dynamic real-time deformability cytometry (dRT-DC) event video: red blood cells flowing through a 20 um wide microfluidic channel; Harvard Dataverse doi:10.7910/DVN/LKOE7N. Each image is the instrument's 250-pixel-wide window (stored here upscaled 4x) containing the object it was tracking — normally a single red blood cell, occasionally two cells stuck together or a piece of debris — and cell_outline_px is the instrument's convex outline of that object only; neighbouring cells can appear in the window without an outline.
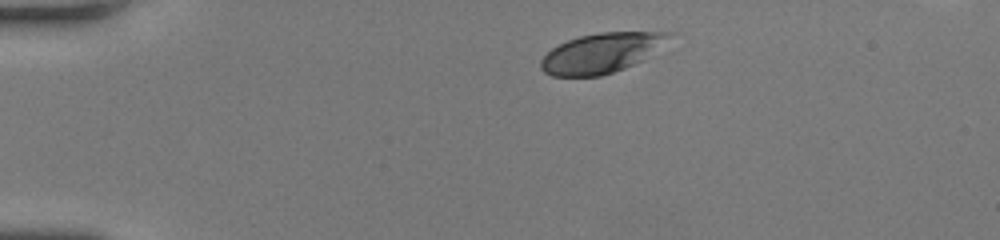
{"species": "human", "species_latin": "Homo sapiens", "temperature_condition": "room temperature", "stored_images_in_passage": 33, "camera_frame_rate_fps": 3000, "um_per_image_px": 0.085, "donor": {"sex": "female"}, "frame": {"image": 1, "passage_image": 1, "time_ms": 0.0, "image_size_px": [1000, 240], "cell_outline_px": [[676, 32], [644, 60], [624, 68], [600, 76], [552, 76], [544, 72], [540, 68], [540, 60], [552, 48], [568, 40], [580, 36], [600, 32]], "centroid_in_image_um": [51.1, 4.51], "position_along_channel_um": 33.9, "area_um2": 29.48}}
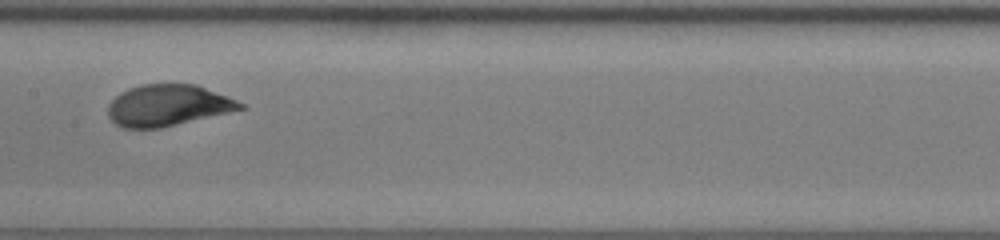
{"frame": {"image": 2, "passage_image": 17, "time_ms": 5.333, "image_size_px": [1000, 240], "cell_outline_px": [[248, 108], [160, 128], [124, 128], [116, 124], [108, 116], [108, 104], [120, 92], [128, 88], [140, 84], [196, 84], [228, 96], [244, 104]], "centroid_in_image_um": [14.27, 8.95], "position_along_channel_um": 193.1, "area_um2": 31.96}}
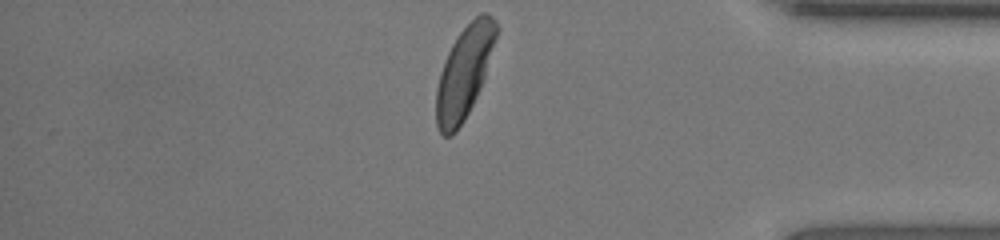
{"frame": {"image": 3, "passage_image": 33, "time_ms": 10.667, "image_size_px": [1000, 240], "cell_outline_px": [[500, 28], [480, 88], [464, 120], [456, 132], [452, 136], [444, 136], [440, 132], [436, 124], [436, 88], [440, 72], [444, 60], [456, 36], [480, 12], [484, 12], [492, 16], [496, 20]], "centroid_in_image_um": [39.46, 6.12], "position_along_channel_um": 395.7, "area_um2": 32.08}, "authors_computed_cell_mechanics": {"area_um2": 32.079, "velocity_mm_per_s": 4.22, "shape_relaxation_time_tau1_ms": 2.3464, "shape_relaxation_time_tau2_ms": null, "deformation_change_tau1": 0.1749, "deformation_change_tau2": null}}